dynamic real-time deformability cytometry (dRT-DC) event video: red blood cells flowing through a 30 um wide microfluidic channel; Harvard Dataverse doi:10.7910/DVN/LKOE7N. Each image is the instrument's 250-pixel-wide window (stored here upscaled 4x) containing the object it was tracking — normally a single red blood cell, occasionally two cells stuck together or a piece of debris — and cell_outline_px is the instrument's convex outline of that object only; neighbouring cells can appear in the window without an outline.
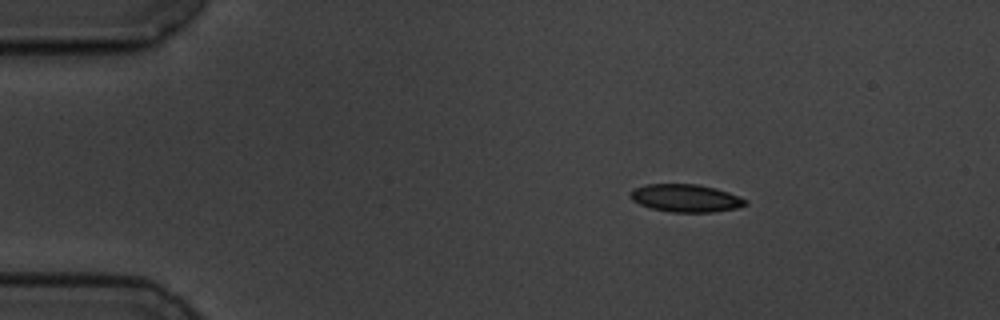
{"species": "common noctule bat (a hibernating species)", "species_latin": "Nyctalus noctula", "temperature_condition": "cold", "stored_images_in_passage": 43, "camera_frame_rate_fps": 3000, "um_per_image_px": 0.085, "animal": {"sex": "male", "body_mass_g": 19.5, "forearm_length_mm": 54.6}, "frame": {"image": 1, "passage_image": 1, "time_ms": 0.0, "image_size_px": [1000, 320], "cell_outline_px": [[748, 204], [736, 208], [712, 212], [672, 212], [652, 208], [640, 204], [632, 200], [628, 192], [632, 188], [644, 184], [700, 184], [716, 188], [740, 196], [748, 200]], "centroid_in_image_um": [58.28, 16.82], "position_along_channel_um": 26.7, "area_um2": 18.79}}
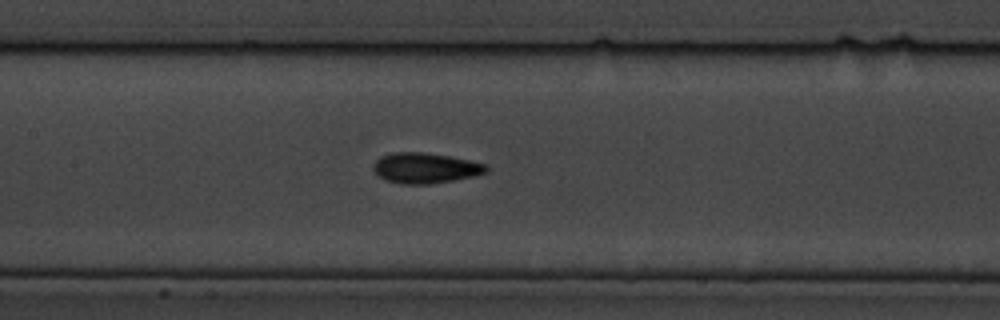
{"frame": {"image": 2, "passage_image": 19, "time_ms": 6.0, "image_size_px": [1000, 320], "cell_outline_px": [[488, 172], [476, 176], [428, 184], [400, 184], [384, 180], [372, 168], [376, 160], [380, 156], [392, 152], [420, 152], [448, 156], [488, 164]], "centroid_in_image_um": [36.15, 14.28], "position_along_channel_um": 171.2, "area_um2": 20.06}}
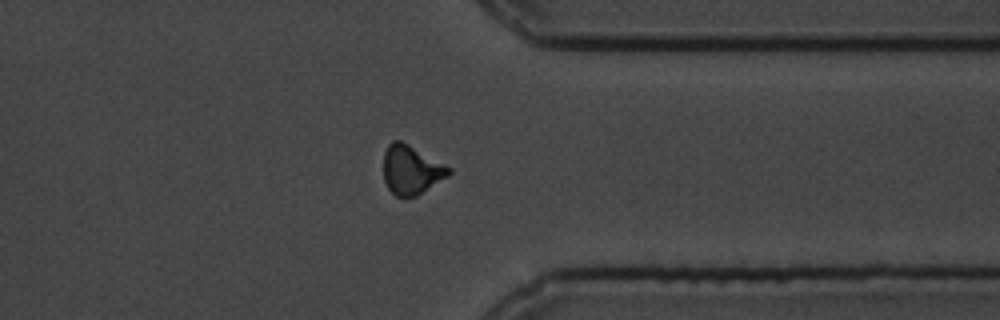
{"frame": {"image": 3, "passage_image": 37, "time_ms": 12.0, "image_size_px": [1000, 320], "cell_outline_px": [[452, 172], [448, 176], [416, 196], [396, 196], [388, 188], [384, 180], [384, 152], [388, 144], [392, 140], [400, 140], [408, 144], [452, 168]], "centroid_in_image_um": [34.95, 14.42], "position_along_channel_um": 376.4, "area_um2": 18.5}, "authors_computed_cell_mechanics": {"area_um2": 18.785, "velocity_mm_per_s": 3.489, "shape_relaxation_time_tau1_ms": 3.6467, "shape_relaxation_time_tau2_ms": 2.9489, "deformation_change_tau1": 0.0987, "deformation_change_tau2": 0.0756}}